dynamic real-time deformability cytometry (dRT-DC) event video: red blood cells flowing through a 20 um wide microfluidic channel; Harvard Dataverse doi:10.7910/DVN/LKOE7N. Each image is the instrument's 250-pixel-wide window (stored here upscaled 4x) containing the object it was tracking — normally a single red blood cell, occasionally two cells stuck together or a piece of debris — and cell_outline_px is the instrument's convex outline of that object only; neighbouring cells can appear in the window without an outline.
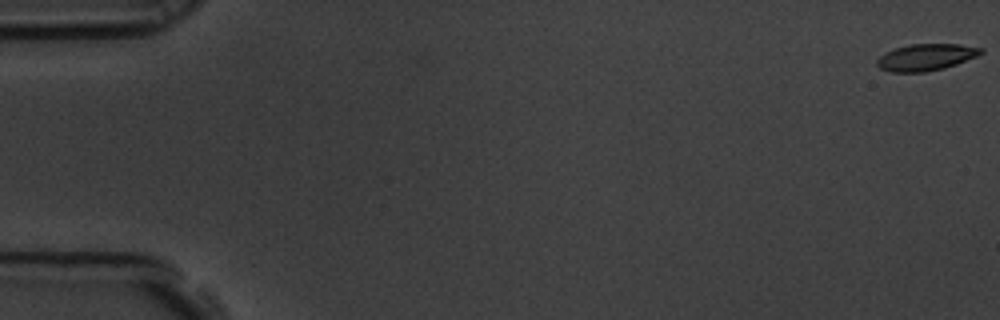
{"species": "common noctule bat (a hibernating species)", "species_latin": "Nyctalus noctula", "temperature_condition": "room temperature", "stored_images_in_passage": 58, "camera_frame_rate_fps": 3000, "um_per_image_px": 0.085, "animal": {"sex": "male", "body_mass_g": 19.5, "forearm_length_mm": 54.6}, "frame": {"image": 1, "passage_image": 1, "time_ms": 0.0, "image_size_px": [1000, 320], "cell_outline_px": [[984, 52], [976, 56], [956, 64], [944, 68], [924, 72], [892, 72], [880, 68], [876, 64], [876, 60], [884, 52], [908, 44], [960, 44], [984, 48]], "centroid_in_image_um": [78.7, 4.85], "position_along_channel_um": 6.3, "area_um2": 16.18}}
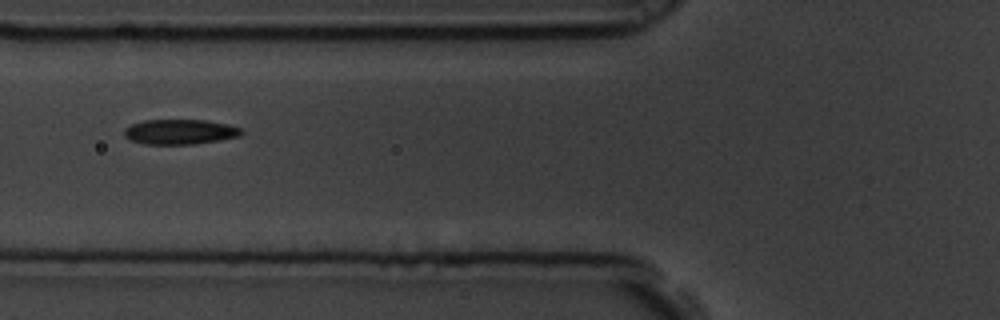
{"frame": {"image": 2, "passage_image": 23, "time_ms": 7.333, "image_size_px": [1000, 320], "cell_outline_px": [[244, 132], [240, 136], [220, 140], [192, 144], [144, 144], [132, 140], [124, 136], [124, 128], [132, 124], [144, 120], [208, 120], [228, 124], [240, 128]], "centroid_in_image_um": [15.31, 11.2], "position_along_channel_um": 110.5, "area_um2": 17.11}}
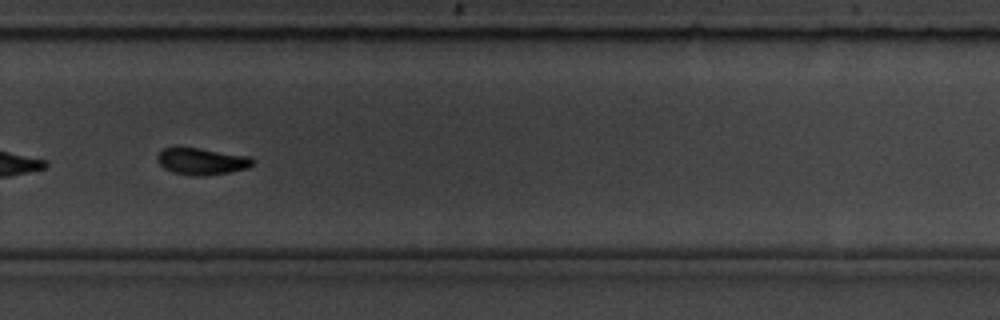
{"frame": {"image": 3, "passage_image": 40, "time_ms": 13.0, "image_size_px": [1000, 320], "cell_outline_px": [[256, 160], [248, 168], [228, 172], [200, 176], [192, 176], [172, 172], [164, 168], [156, 160], [156, 156], [164, 148], [200, 148], [252, 156]], "centroid_in_image_um": [17.18, 13.71], "position_along_channel_um": 312.6, "area_um2": 14.91}, "authors_computed_cell_mechanics": {"area_um2": 16.3285, "velocity_mm_per_s": 3.554, "shape_relaxation_time_tau1_ms": 3.6546, "shape_relaxation_time_tau2_ms": 2.1195, "deformation_change_tau1": 0.1215, "deformation_change_tau2": 0.0626}}